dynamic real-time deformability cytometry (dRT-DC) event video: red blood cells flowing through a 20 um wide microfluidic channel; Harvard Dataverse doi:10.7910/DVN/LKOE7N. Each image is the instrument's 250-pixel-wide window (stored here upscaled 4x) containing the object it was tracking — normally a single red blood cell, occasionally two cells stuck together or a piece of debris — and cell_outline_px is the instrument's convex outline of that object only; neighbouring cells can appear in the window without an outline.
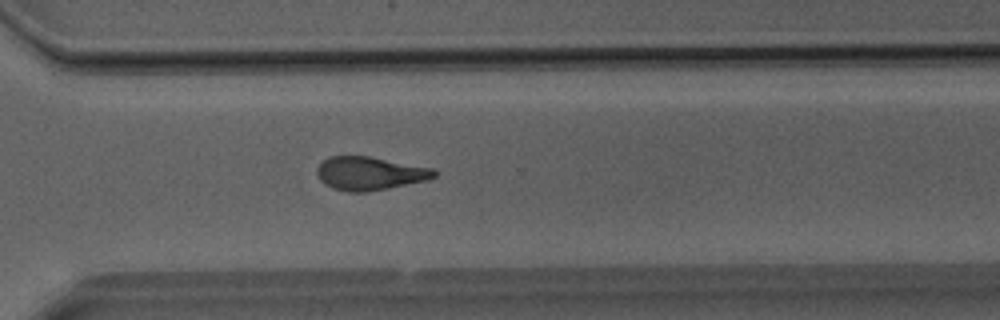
{"species": "Egyptian fruit bat (a non-hibernating species)", "species_latin": "Rousettus aegyptiacus", "temperature_condition": "room temperature", "stored_images_in_passage": 34, "camera_frame_rate_fps": 3000, "um_per_image_px": 0.085, "animal": {"sex": "male"}, "frame": {"image": 1, "passage_image": 23, "time_ms": 7.333, "image_size_px": [1000, 320], "cell_outline_px": [[436, 176], [428, 180], [388, 188], [364, 192], [348, 192], [332, 188], [324, 184], [320, 180], [316, 172], [316, 168], [328, 156], [368, 156], [432, 168], [436, 172]], "centroid_in_image_um": [31.4, 14.74], "position_along_channel_um": 339.2, "area_um2": 22.72}}
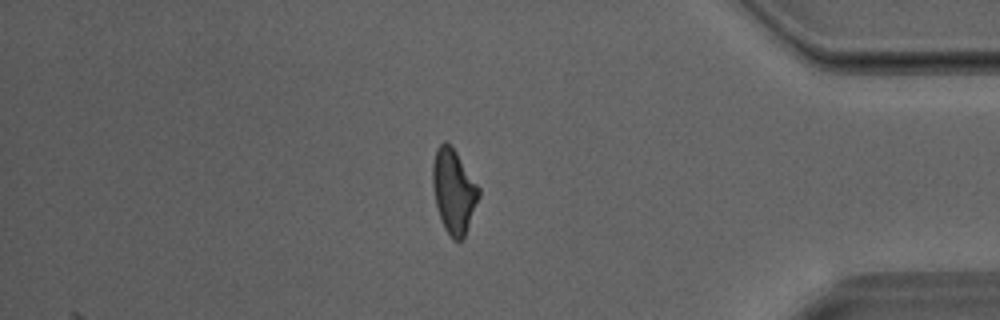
{"frame": {"image": 2, "passage_image": 28, "time_ms": 9.0, "image_size_px": [1000, 320], "cell_outline_px": [[480, 196], [464, 236], [460, 240], [452, 240], [444, 228], [440, 220], [436, 204], [432, 184], [432, 164], [436, 148], [444, 140], [456, 152], [480, 188]], "centroid_in_image_um": [38.55, 16.25], "position_along_channel_um": 396.6, "area_um2": 22.48}}
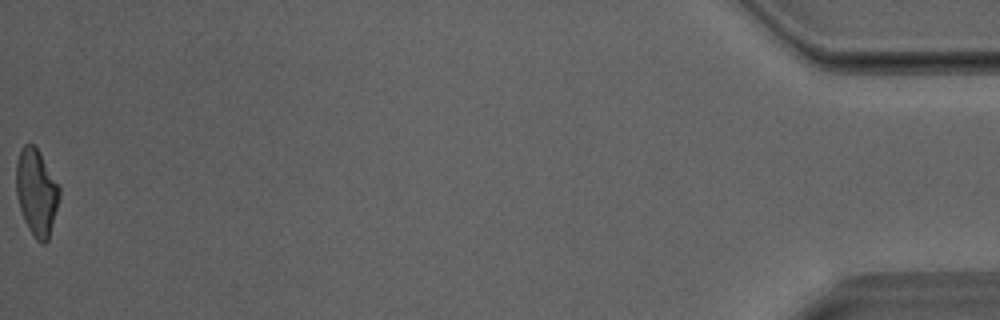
{"frame": {"image": 3, "passage_image": 34, "time_ms": 11.0, "image_size_px": [1000, 320], "cell_outline_px": [[60, 196], [48, 240], [44, 244], [40, 244], [36, 240], [28, 228], [24, 220], [16, 196], [16, 164], [20, 148], [24, 144], [32, 144], [40, 152], [60, 184]], "centroid_in_image_um": [3.11, 16.33], "position_along_channel_um": 432.1, "area_um2": 22.08}}